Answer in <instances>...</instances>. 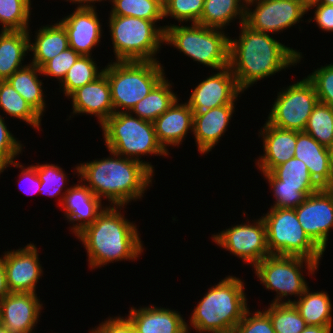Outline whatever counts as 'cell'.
<instances>
[{
	"label": "cell",
	"mask_w": 333,
	"mask_h": 333,
	"mask_svg": "<svg viewBox=\"0 0 333 333\" xmlns=\"http://www.w3.org/2000/svg\"><path fill=\"white\" fill-rule=\"evenodd\" d=\"M178 102L177 98L170 108L153 122L157 139L166 151L167 146L182 144L189 130L193 132L194 112L187 102Z\"/></svg>",
	"instance_id": "cb8c5ba5"
},
{
	"label": "cell",
	"mask_w": 333,
	"mask_h": 333,
	"mask_svg": "<svg viewBox=\"0 0 333 333\" xmlns=\"http://www.w3.org/2000/svg\"><path fill=\"white\" fill-rule=\"evenodd\" d=\"M129 333H139L138 330L129 321Z\"/></svg>",
	"instance_id": "db71d44e"
},
{
	"label": "cell",
	"mask_w": 333,
	"mask_h": 333,
	"mask_svg": "<svg viewBox=\"0 0 333 333\" xmlns=\"http://www.w3.org/2000/svg\"><path fill=\"white\" fill-rule=\"evenodd\" d=\"M2 256L9 291L36 294L37 282L43 273L37 247L30 243L24 248L6 251Z\"/></svg>",
	"instance_id": "2e32d148"
},
{
	"label": "cell",
	"mask_w": 333,
	"mask_h": 333,
	"mask_svg": "<svg viewBox=\"0 0 333 333\" xmlns=\"http://www.w3.org/2000/svg\"><path fill=\"white\" fill-rule=\"evenodd\" d=\"M31 0H0V24L2 31H26L29 29Z\"/></svg>",
	"instance_id": "8d00e7d4"
},
{
	"label": "cell",
	"mask_w": 333,
	"mask_h": 333,
	"mask_svg": "<svg viewBox=\"0 0 333 333\" xmlns=\"http://www.w3.org/2000/svg\"><path fill=\"white\" fill-rule=\"evenodd\" d=\"M105 157L78 164L74 170L101 201L107 198L110 206H125L143 197L152 184L153 173L141 162L109 151ZM152 178V179H151Z\"/></svg>",
	"instance_id": "7a4b0ae2"
},
{
	"label": "cell",
	"mask_w": 333,
	"mask_h": 333,
	"mask_svg": "<svg viewBox=\"0 0 333 333\" xmlns=\"http://www.w3.org/2000/svg\"><path fill=\"white\" fill-rule=\"evenodd\" d=\"M255 4L256 8L250 9ZM297 0H256L246 5L245 24L264 33H277L300 22L307 13Z\"/></svg>",
	"instance_id": "4fadbf2b"
},
{
	"label": "cell",
	"mask_w": 333,
	"mask_h": 333,
	"mask_svg": "<svg viewBox=\"0 0 333 333\" xmlns=\"http://www.w3.org/2000/svg\"><path fill=\"white\" fill-rule=\"evenodd\" d=\"M127 318L139 333H180L187 327L178 311L153 305L132 307Z\"/></svg>",
	"instance_id": "d4e9b609"
},
{
	"label": "cell",
	"mask_w": 333,
	"mask_h": 333,
	"mask_svg": "<svg viewBox=\"0 0 333 333\" xmlns=\"http://www.w3.org/2000/svg\"><path fill=\"white\" fill-rule=\"evenodd\" d=\"M204 8V0H163L164 18L170 16L181 22L198 23Z\"/></svg>",
	"instance_id": "ab89813d"
},
{
	"label": "cell",
	"mask_w": 333,
	"mask_h": 333,
	"mask_svg": "<svg viewBox=\"0 0 333 333\" xmlns=\"http://www.w3.org/2000/svg\"><path fill=\"white\" fill-rule=\"evenodd\" d=\"M318 3L327 4V5H333V0H319Z\"/></svg>",
	"instance_id": "11a10c76"
},
{
	"label": "cell",
	"mask_w": 333,
	"mask_h": 333,
	"mask_svg": "<svg viewBox=\"0 0 333 333\" xmlns=\"http://www.w3.org/2000/svg\"><path fill=\"white\" fill-rule=\"evenodd\" d=\"M80 56L72 48L68 47L41 68L42 75L55 77L58 79L57 81L61 82Z\"/></svg>",
	"instance_id": "ee69618b"
},
{
	"label": "cell",
	"mask_w": 333,
	"mask_h": 333,
	"mask_svg": "<svg viewBox=\"0 0 333 333\" xmlns=\"http://www.w3.org/2000/svg\"><path fill=\"white\" fill-rule=\"evenodd\" d=\"M110 15L133 16L149 21L164 19L163 0H110Z\"/></svg>",
	"instance_id": "836d02e7"
},
{
	"label": "cell",
	"mask_w": 333,
	"mask_h": 333,
	"mask_svg": "<svg viewBox=\"0 0 333 333\" xmlns=\"http://www.w3.org/2000/svg\"><path fill=\"white\" fill-rule=\"evenodd\" d=\"M297 1L300 2L307 9L310 6H312L313 4H316L319 2V0H297Z\"/></svg>",
	"instance_id": "f5cc1de1"
},
{
	"label": "cell",
	"mask_w": 333,
	"mask_h": 333,
	"mask_svg": "<svg viewBox=\"0 0 333 333\" xmlns=\"http://www.w3.org/2000/svg\"><path fill=\"white\" fill-rule=\"evenodd\" d=\"M267 121L278 128L303 132L309 116L319 102L312 82L303 78L277 94Z\"/></svg>",
	"instance_id": "8fae6325"
},
{
	"label": "cell",
	"mask_w": 333,
	"mask_h": 333,
	"mask_svg": "<svg viewBox=\"0 0 333 333\" xmlns=\"http://www.w3.org/2000/svg\"><path fill=\"white\" fill-rule=\"evenodd\" d=\"M304 263L309 275H314L319 268L316 262L308 258L275 254L265 257L254 267L260 283L265 285L266 289L276 291L277 295L272 303L291 304L292 300L288 298L287 301L284 297L294 295L299 298L304 293L308 287L302 274Z\"/></svg>",
	"instance_id": "30bf717a"
},
{
	"label": "cell",
	"mask_w": 333,
	"mask_h": 333,
	"mask_svg": "<svg viewBox=\"0 0 333 333\" xmlns=\"http://www.w3.org/2000/svg\"><path fill=\"white\" fill-rule=\"evenodd\" d=\"M218 71L193 89L187 101L193 112H202L223 105H235L238 95L243 92L229 66Z\"/></svg>",
	"instance_id": "9a60e30c"
},
{
	"label": "cell",
	"mask_w": 333,
	"mask_h": 333,
	"mask_svg": "<svg viewBox=\"0 0 333 333\" xmlns=\"http://www.w3.org/2000/svg\"><path fill=\"white\" fill-rule=\"evenodd\" d=\"M239 39L229 38V67L244 92L259 80L301 62L302 54L269 33L240 24Z\"/></svg>",
	"instance_id": "6da1fadb"
},
{
	"label": "cell",
	"mask_w": 333,
	"mask_h": 333,
	"mask_svg": "<svg viewBox=\"0 0 333 333\" xmlns=\"http://www.w3.org/2000/svg\"><path fill=\"white\" fill-rule=\"evenodd\" d=\"M35 34V42L29 38V52H33L32 64L42 68L49 60L69 47L64 26L57 21L54 25L41 27Z\"/></svg>",
	"instance_id": "484cf974"
},
{
	"label": "cell",
	"mask_w": 333,
	"mask_h": 333,
	"mask_svg": "<svg viewBox=\"0 0 333 333\" xmlns=\"http://www.w3.org/2000/svg\"><path fill=\"white\" fill-rule=\"evenodd\" d=\"M188 326H189V325L187 324V327H186L182 332H180V333H190L189 330H190L191 328H189Z\"/></svg>",
	"instance_id": "6f0895ef"
},
{
	"label": "cell",
	"mask_w": 333,
	"mask_h": 333,
	"mask_svg": "<svg viewBox=\"0 0 333 333\" xmlns=\"http://www.w3.org/2000/svg\"><path fill=\"white\" fill-rule=\"evenodd\" d=\"M133 16L110 15L108 26L116 61H158L155 55L164 44V26Z\"/></svg>",
	"instance_id": "52a82bcc"
},
{
	"label": "cell",
	"mask_w": 333,
	"mask_h": 333,
	"mask_svg": "<svg viewBox=\"0 0 333 333\" xmlns=\"http://www.w3.org/2000/svg\"><path fill=\"white\" fill-rule=\"evenodd\" d=\"M68 97L72 99L73 114L95 115L100 126L114 114L110 85L104 72L94 81L73 91Z\"/></svg>",
	"instance_id": "ffe728a7"
},
{
	"label": "cell",
	"mask_w": 333,
	"mask_h": 333,
	"mask_svg": "<svg viewBox=\"0 0 333 333\" xmlns=\"http://www.w3.org/2000/svg\"><path fill=\"white\" fill-rule=\"evenodd\" d=\"M306 288L304 293L291 304L298 310L307 326H332V303L327 292H310Z\"/></svg>",
	"instance_id": "f1b7e54d"
},
{
	"label": "cell",
	"mask_w": 333,
	"mask_h": 333,
	"mask_svg": "<svg viewBox=\"0 0 333 333\" xmlns=\"http://www.w3.org/2000/svg\"><path fill=\"white\" fill-rule=\"evenodd\" d=\"M72 3L79 4L78 7H94L95 2H101L102 0H66ZM106 1V0H105Z\"/></svg>",
	"instance_id": "816d5d0a"
},
{
	"label": "cell",
	"mask_w": 333,
	"mask_h": 333,
	"mask_svg": "<svg viewBox=\"0 0 333 333\" xmlns=\"http://www.w3.org/2000/svg\"><path fill=\"white\" fill-rule=\"evenodd\" d=\"M243 283L228 275L211 286L194 308L190 326L199 333H231L249 308Z\"/></svg>",
	"instance_id": "277c9868"
},
{
	"label": "cell",
	"mask_w": 333,
	"mask_h": 333,
	"mask_svg": "<svg viewBox=\"0 0 333 333\" xmlns=\"http://www.w3.org/2000/svg\"><path fill=\"white\" fill-rule=\"evenodd\" d=\"M331 150V161H332V176H333V148Z\"/></svg>",
	"instance_id": "680465c9"
},
{
	"label": "cell",
	"mask_w": 333,
	"mask_h": 333,
	"mask_svg": "<svg viewBox=\"0 0 333 333\" xmlns=\"http://www.w3.org/2000/svg\"><path fill=\"white\" fill-rule=\"evenodd\" d=\"M255 223L237 224L226 230L212 234V240L218 246L230 251L237 256L252 264L254 268L265 257L271 255L267 246L266 226L262 217L253 221Z\"/></svg>",
	"instance_id": "7c38bea8"
},
{
	"label": "cell",
	"mask_w": 333,
	"mask_h": 333,
	"mask_svg": "<svg viewBox=\"0 0 333 333\" xmlns=\"http://www.w3.org/2000/svg\"><path fill=\"white\" fill-rule=\"evenodd\" d=\"M295 211L305 233L325 252L329 231L333 229V190L321 188L310 194Z\"/></svg>",
	"instance_id": "5bb4252c"
},
{
	"label": "cell",
	"mask_w": 333,
	"mask_h": 333,
	"mask_svg": "<svg viewBox=\"0 0 333 333\" xmlns=\"http://www.w3.org/2000/svg\"><path fill=\"white\" fill-rule=\"evenodd\" d=\"M304 132L321 145L333 148V107L318 102L309 116Z\"/></svg>",
	"instance_id": "d6a6232c"
},
{
	"label": "cell",
	"mask_w": 333,
	"mask_h": 333,
	"mask_svg": "<svg viewBox=\"0 0 333 333\" xmlns=\"http://www.w3.org/2000/svg\"><path fill=\"white\" fill-rule=\"evenodd\" d=\"M42 306L35 293L10 292L0 300V323L12 333H34Z\"/></svg>",
	"instance_id": "e0dca14e"
},
{
	"label": "cell",
	"mask_w": 333,
	"mask_h": 333,
	"mask_svg": "<svg viewBox=\"0 0 333 333\" xmlns=\"http://www.w3.org/2000/svg\"><path fill=\"white\" fill-rule=\"evenodd\" d=\"M246 5L241 0H204V8L197 24L223 30L239 18V25L245 23Z\"/></svg>",
	"instance_id": "f546056e"
},
{
	"label": "cell",
	"mask_w": 333,
	"mask_h": 333,
	"mask_svg": "<svg viewBox=\"0 0 333 333\" xmlns=\"http://www.w3.org/2000/svg\"><path fill=\"white\" fill-rule=\"evenodd\" d=\"M172 83L164 77L151 92L130 111L140 119L154 122L167 111L178 98L172 90Z\"/></svg>",
	"instance_id": "4dcf8cb0"
},
{
	"label": "cell",
	"mask_w": 333,
	"mask_h": 333,
	"mask_svg": "<svg viewBox=\"0 0 333 333\" xmlns=\"http://www.w3.org/2000/svg\"><path fill=\"white\" fill-rule=\"evenodd\" d=\"M10 293L7 286L6 269L3 263V257H0V300Z\"/></svg>",
	"instance_id": "681fc988"
},
{
	"label": "cell",
	"mask_w": 333,
	"mask_h": 333,
	"mask_svg": "<svg viewBox=\"0 0 333 333\" xmlns=\"http://www.w3.org/2000/svg\"><path fill=\"white\" fill-rule=\"evenodd\" d=\"M10 165H13L14 167H19V168H22L21 170V173H20V178H23L25 179V182L26 184H29L27 185V187H29V191L25 190L24 192L27 194H35V193H38L40 192L39 188H40V185H41V181L37 175V168L35 165H31V166H28L27 168H24L25 166H22L20 163H18V161H13L11 162L10 164L8 165H5L3 167L0 168V175L1 173L4 171V169H6L7 167H9ZM22 179V181H23ZM21 181V182H22ZM19 190L22 191V189L19 187ZM31 190V192H30ZM29 192V193H28Z\"/></svg>",
	"instance_id": "bcb514c9"
},
{
	"label": "cell",
	"mask_w": 333,
	"mask_h": 333,
	"mask_svg": "<svg viewBox=\"0 0 333 333\" xmlns=\"http://www.w3.org/2000/svg\"><path fill=\"white\" fill-rule=\"evenodd\" d=\"M0 333H12L0 323Z\"/></svg>",
	"instance_id": "9f6ffc18"
},
{
	"label": "cell",
	"mask_w": 333,
	"mask_h": 333,
	"mask_svg": "<svg viewBox=\"0 0 333 333\" xmlns=\"http://www.w3.org/2000/svg\"><path fill=\"white\" fill-rule=\"evenodd\" d=\"M294 157L307 166L313 180L321 188L333 186L331 150L318 143L311 135L297 131Z\"/></svg>",
	"instance_id": "7402d4cb"
},
{
	"label": "cell",
	"mask_w": 333,
	"mask_h": 333,
	"mask_svg": "<svg viewBox=\"0 0 333 333\" xmlns=\"http://www.w3.org/2000/svg\"><path fill=\"white\" fill-rule=\"evenodd\" d=\"M245 5H247L250 2L256 1V0H241Z\"/></svg>",
	"instance_id": "91938a15"
},
{
	"label": "cell",
	"mask_w": 333,
	"mask_h": 333,
	"mask_svg": "<svg viewBox=\"0 0 333 333\" xmlns=\"http://www.w3.org/2000/svg\"><path fill=\"white\" fill-rule=\"evenodd\" d=\"M307 78L314 85L319 102L333 107V63L315 69Z\"/></svg>",
	"instance_id": "b9f144b4"
},
{
	"label": "cell",
	"mask_w": 333,
	"mask_h": 333,
	"mask_svg": "<svg viewBox=\"0 0 333 333\" xmlns=\"http://www.w3.org/2000/svg\"><path fill=\"white\" fill-rule=\"evenodd\" d=\"M29 31H1L0 81H6L14 72L25 66L22 65V61L29 51Z\"/></svg>",
	"instance_id": "4316f807"
},
{
	"label": "cell",
	"mask_w": 333,
	"mask_h": 333,
	"mask_svg": "<svg viewBox=\"0 0 333 333\" xmlns=\"http://www.w3.org/2000/svg\"><path fill=\"white\" fill-rule=\"evenodd\" d=\"M164 43L215 70L229 66V36L225 31L191 23V26L165 25Z\"/></svg>",
	"instance_id": "ba28073f"
},
{
	"label": "cell",
	"mask_w": 333,
	"mask_h": 333,
	"mask_svg": "<svg viewBox=\"0 0 333 333\" xmlns=\"http://www.w3.org/2000/svg\"><path fill=\"white\" fill-rule=\"evenodd\" d=\"M269 183L275 197L273 208H297L310 194L321 189V187H290L280 186V180L271 172H261Z\"/></svg>",
	"instance_id": "d590c367"
},
{
	"label": "cell",
	"mask_w": 333,
	"mask_h": 333,
	"mask_svg": "<svg viewBox=\"0 0 333 333\" xmlns=\"http://www.w3.org/2000/svg\"><path fill=\"white\" fill-rule=\"evenodd\" d=\"M37 175L41 181L40 193L50 197L61 195L64 181L68 178L63 172V168L54 164H36Z\"/></svg>",
	"instance_id": "60d3db41"
},
{
	"label": "cell",
	"mask_w": 333,
	"mask_h": 333,
	"mask_svg": "<svg viewBox=\"0 0 333 333\" xmlns=\"http://www.w3.org/2000/svg\"><path fill=\"white\" fill-rule=\"evenodd\" d=\"M95 333H129V319L126 317H110L104 320L97 328L93 329Z\"/></svg>",
	"instance_id": "c3c4849f"
},
{
	"label": "cell",
	"mask_w": 333,
	"mask_h": 333,
	"mask_svg": "<svg viewBox=\"0 0 333 333\" xmlns=\"http://www.w3.org/2000/svg\"><path fill=\"white\" fill-rule=\"evenodd\" d=\"M97 64L91 56H80L60 82V88L65 96H69L76 89L94 81L104 71L98 70Z\"/></svg>",
	"instance_id": "e575fe53"
},
{
	"label": "cell",
	"mask_w": 333,
	"mask_h": 333,
	"mask_svg": "<svg viewBox=\"0 0 333 333\" xmlns=\"http://www.w3.org/2000/svg\"><path fill=\"white\" fill-rule=\"evenodd\" d=\"M100 127L108 151L139 161L152 173L151 163L140 158L147 154L168 156L169 151L157 139L153 122L134 117L130 112H116Z\"/></svg>",
	"instance_id": "5b68a950"
},
{
	"label": "cell",
	"mask_w": 333,
	"mask_h": 333,
	"mask_svg": "<svg viewBox=\"0 0 333 333\" xmlns=\"http://www.w3.org/2000/svg\"><path fill=\"white\" fill-rule=\"evenodd\" d=\"M280 180V186L320 187L311 177L305 163L292 157L270 171Z\"/></svg>",
	"instance_id": "f35d334b"
},
{
	"label": "cell",
	"mask_w": 333,
	"mask_h": 333,
	"mask_svg": "<svg viewBox=\"0 0 333 333\" xmlns=\"http://www.w3.org/2000/svg\"><path fill=\"white\" fill-rule=\"evenodd\" d=\"M332 326H306L301 333H331Z\"/></svg>",
	"instance_id": "f907efd6"
},
{
	"label": "cell",
	"mask_w": 333,
	"mask_h": 333,
	"mask_svg": "<svg viewBox=\"0 0 333 333\" xmlns=\"http://www.w3.org/2000/svg\"><path fill=\"white\" fill-rule=\"evenodd\" d=\"M96 7H78L59 22L64 26L69 47L82 56H91L92 49L100 43L102 25Z\"/></svg>",
	"instance_id": "ac0fdd59"
},
{
	"label": "cell",
	"mask_w": 333,
	"mask_h": 333,
	"mask_svg": "<svg viewBox=\"0 0 333 333\" xmlns=\"http://www.w3.org/2000/svg\"><path fill=\"white\" fill-rule=\"evenodd\" d=\"M0 108L13 118L20 119L40 130L42 117L6 81H0Z\"/></svg>",
	"instance_id": "1f68e13d"
},
{
	"label": "cell",
	"mask_w": 333,
	"mask_h": 333,
	"mask_svg": "<svg viewBox=\"0 0 333 333\" xmlns=\"http://www.w3.org/2000/svg\"><path fill=\"white\" fill-rule=\"evenodd\" d=\"M103 72L110 85L114 113L130 112L165 76L159 61H115Z\"/></svg>",
	"instance_id": "8992f818"
},
{
	"label": "cell",
	"mask_w": 333,
	"mask_h": 333,
	"mask_svg": "<svg viewBox=\"0 0 333 333\" xmlns=\"http://www.w3.org/2000/svg\"><path fill=\"white\" fill-rule=\"evenodd\" d=\"M262 128L259 134L263 139L264 154L257 159L256 164L260 171L270 172L294 157L297 131L275 127L267 120Z\"/></svg>",
	"instance_id": "44dd1931"
},
{
	"label": "cell",
	"mask_w": 333,
	"mask_h": 333,
	"mask_svg": "<svg viewBox=\"0 0 333 333\" xmlns=\"http://www.w3.org/2000/svg\"><path fill=\"white\" fill-rule=\"evenodd\" d=\"M124 206H105L96 220L76 237L84 244L89 267L94 269L114 261L136 260L143 253L138 229L121 213Z\"/></svg>",
	"instance_id": "3957f363"
},
{
	"label": "cell",
	"mask_w": 333,
	"mask_h": 333,
	"mask_svg": "<svg viewBox=\"0 0 333 333\" xmlns=\"http://www.w3.org/2000/svg\"><path fill=\"white\" fill-rule=\"evenodd\" d=\"M42 75L40 68L30 63L14 72L7 81L26 100V102L40 115L45 112L46 103L42 82L38 79Z\"/></svg>",
	"instance_id": "83f0119b"
},
{
	"label": "cell",
	"mask_w": 333,
	"mask_h": 333,
	"mask_svg": "<svg viewBox=\"0 0 333 333\" xmlns=\"http://www.w3.org/2000/svg\"><path fill=\"white\" fill-rule=\"evenodd\" d=\"M71 186L64 190L59 202L65 211V217L69 222L75 223L71 231L75 236L85 227L91 225L97 215L105 208L101 200L84 184ZM78 222V223H77Z\"/></svg>",
	"instance_id": "d6986e66"
},
{
	"label": "cell",
	"mask_w": 333,
	"mask_h": 333,
	"mask_svg": "<svg viewBox=\"0 0 333 333\" xmlns=\"http://www.w3.org/2000/svg\"><path fill=\"white\" fill-rule=\"evenodd\" d=\"M262 218L270 254L300 256L320 264L324 252L305 233L295 209L271 207Z\"/></svg>",
	"instance_id": "9c48e42d"
},
{
	"label": "cell",
	"mask_w": 333,
	"mask_h": 333,
	"mask_svg": "<svg viewBox=\"0 0 333 333\" xmlns=\"http://www.w3.org/2000/svg\"><path fill=\"white\" fill-rule=\"evenodd\" d=\"M16 139L7 129L4 117L0 115V168L13 162L22 152L21 141Z\"/></svg>",
	"instance_id": "f6af8a7d"
},
{
	"label": "cell",
	"mask_w": 333,
	"mask_h": 333,
	"mask_svg": "<svg viewBox=\"0 0 333 333\" xmlns=\"http://www.w3.org/2000/svg\"><path fill=\"white\" fill-rule=\"evenodd\" d=\"M311 8H315L313 21H316L319 28L323 31L333 32V5L316 3L310 6L307 11Z\"/></svg>",
	"instance_id": "7dc6e473"
},
{
	"label": "cell",
	"mask_w": 333,
	"mask_h": 333,
	"mask_svg": "<svg viewBox=\"0 0 333 333\" xmlns=\"http://www.w3.org/2000/svg\"><path fill=\"white\" fill-rule=\"evenodd\" d=\"M234 106L223 105L202 112H194L193 134L201 154L209 153L218 144L235 112Z\"/></svg>",
	"instance_id": "603a6c76"
},
{
	"label": "cell",
	"mask_w": 333,
	"mask_h": 333,
	"mask_svg": "<svg viewBox=\"0 0 333 333\" xmlns=\"http://www.w3.org/2000/svg\"><path fill=\"white\" fill-rule=\"evenodd\" d=\"M249 309L231 333H275L271 318L265 311L258 310L251 314Z\"/></svg>",
	"instance_id": "7bdbcfd3"
},
{
	"label": "cell",
	"mask_w": 333,
	"mask_h": 333,
	"mask_svg": "<svg viewBox=\"0 0 333 333\" xmlns=\"http://www.w3.org/2000/svg\"><path fill=\"white\" fill-rule=\"evenodd\" d=\"M264 311L271 318L275 333H301L307 326L293 304L271 303Z\"/></svg>",
	"instance_id": "74e56055"
}]
</instances>
